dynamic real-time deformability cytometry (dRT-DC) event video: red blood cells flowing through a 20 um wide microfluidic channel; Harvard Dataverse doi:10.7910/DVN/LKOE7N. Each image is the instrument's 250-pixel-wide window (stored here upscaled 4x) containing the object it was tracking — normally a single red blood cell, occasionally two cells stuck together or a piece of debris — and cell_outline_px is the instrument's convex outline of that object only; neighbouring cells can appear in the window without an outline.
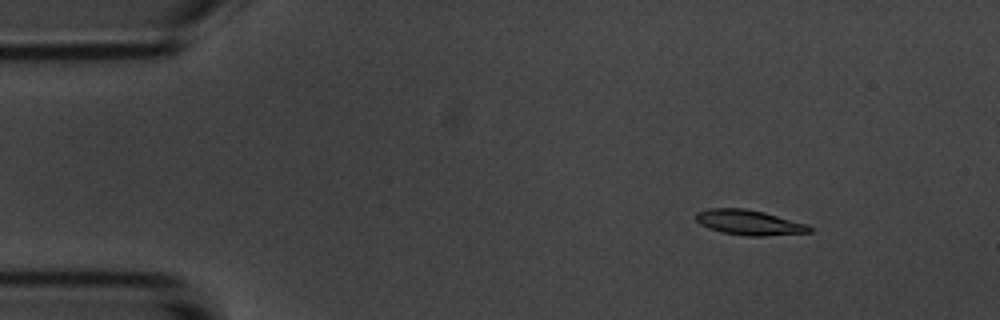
{"species": "common noctule bat (a hibernating species)", "species_latin": "Nyctalus noctula", "temperature_condition": "room temperature", "stored_images_in_passage": 9, "camera_frame_rate_fps": 3000, "um_per_image_px": 0.085, "animal": {"sex": "male", "body_mass_g": 20.1, "forearm_length_mm": 53.5}, "frame": {"image": 1, "passage_image": 2, "time_ms": 1.0, "image_size_px": [1000, 320], "cell_outline_px": [[812, 232], [764, 236], [748, 236], [724, 232], [708, 228], [700, 224], [696, 220], [696, 212], [708, 208], [744, 208], [764, 212], [808, 224], [812, 228]], "centroid_in_image_um": [63.68, 18.9], "position_along_channel_um": 21.3, "area_um2": 16.59}}
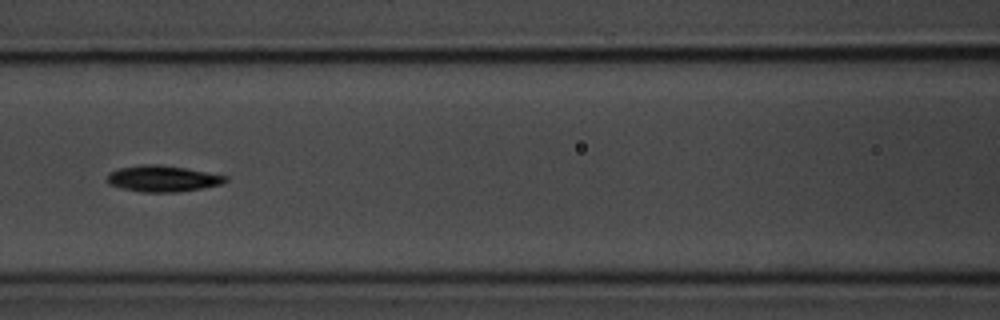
{"frame": {"image": 2, "passage_image": 7, "time_ms": 6.667, "image_size_px": [1000, 320], "cell_outline_px": [[228, 180], [220, 184], [204, 188], [176, 192], [140, 192], [108, 184], [104, 180], [108, 172], [120, 168], [140, 164], [160, 164], [184, 168], [228, 176]], "centroid_in_image_um": [13.78, 15.18], "position_along_channel_um": 152.8, "area_um2": 18.15}}
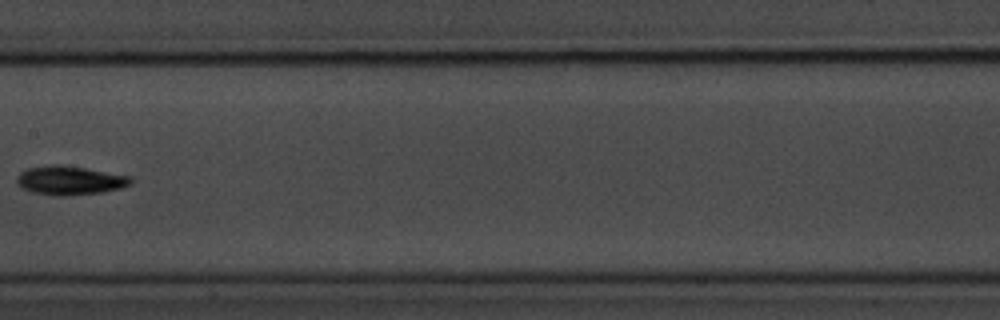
{"frame": {"image": 3, "passage_image": 8, "time_ms": 8.0, "image_size_px": [1000, 320], "cell_outline_px": [[132, 184], [120, 188], [100, 192], [68, 196], [56, 196], [32, 192], [20, 188], [16, 180], [16, 176], [20, 172], [28, 168], [52, 164], [60, 164], [132, 176]], "centroid_in_image_um": [5.91, 15.33], "position_along_channel_um": 201.5, "area_um2": 19.31}}